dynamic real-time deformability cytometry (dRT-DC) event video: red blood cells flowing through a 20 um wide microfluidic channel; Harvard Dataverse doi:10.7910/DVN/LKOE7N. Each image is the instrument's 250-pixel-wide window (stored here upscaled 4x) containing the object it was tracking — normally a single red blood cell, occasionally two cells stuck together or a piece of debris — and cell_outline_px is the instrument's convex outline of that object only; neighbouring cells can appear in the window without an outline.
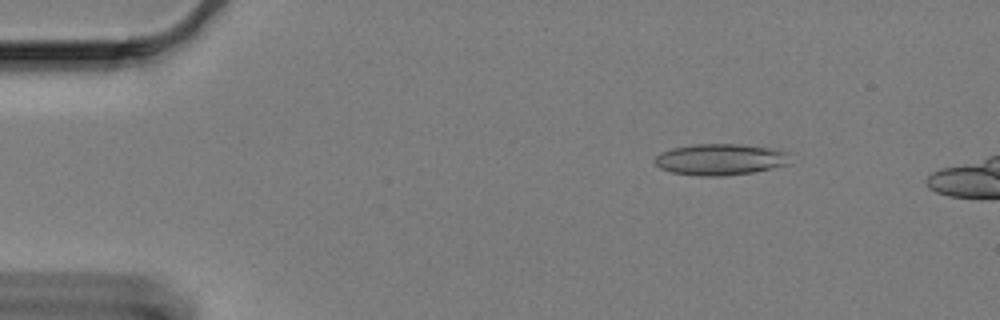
{"species": "Egyptian fruit bat (a non-hibernating species)", "species_latin": "Rousettus aegyptiacus", "temperature_condition": "cold", "stored_images_in_passage": 14, "camera_frame_rate_fps": 3000, "um_per_image_px": 0.085, "animal": {"sex": "female"}, "frame": {"image": 1, "passage_image": 8, "time_ms": 2.333, "image_size_px": [1000, 320], "cell_outline_px": [[788, 164], [752, 172], [724, 176], [696, 176], [672, 172], [660, 168], [656, 164], [656, 156], [660, 152], [672, 148], [696, 144], [740, 144], [768, 148], [788, 152]], "centroid_in_image_um": [61.18, 13.55], "position_along_channel_um": 23.8, "area_um2": 24.45}}